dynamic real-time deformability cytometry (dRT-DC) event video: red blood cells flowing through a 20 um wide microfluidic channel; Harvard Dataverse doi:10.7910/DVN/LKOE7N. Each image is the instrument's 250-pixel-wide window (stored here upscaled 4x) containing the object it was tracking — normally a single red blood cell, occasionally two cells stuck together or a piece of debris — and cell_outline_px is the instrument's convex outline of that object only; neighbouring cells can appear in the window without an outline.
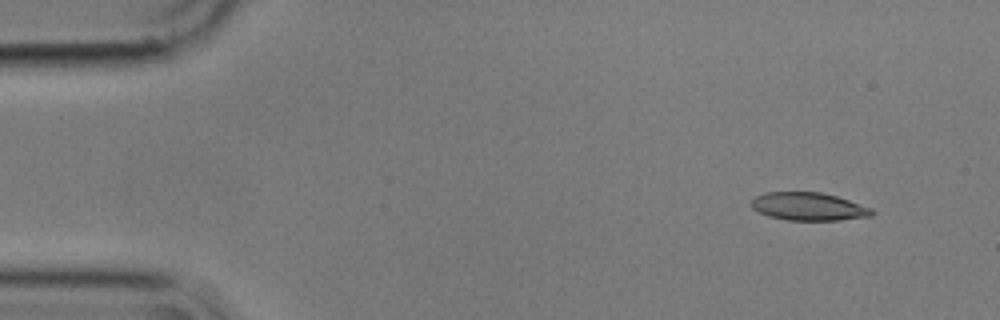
{"species": "common noctule bat (a hibernating species)", "species_latin": "Nyctalus noctula", "temperature_condition": "cold", "stored_images_in_passage": 52, "camera_frame_rate_fps": 3000, "um_per_image_px": 0.085, "animal": {"sex": "male", "body_mass_g": 17.9}, "frame": {"image": 1, "passage_image": 1, "time_ms": 0.0, "image_size_px": [1000, 320], "cell_outline_px": [[876, 212], [872, 216], [840, 220], [788, 220], [768, 216], [752, 208], [752, 200], [756, 196], [764, 192], [820, 192], [836, 196], [872, 208]], "centroid_in_image_um": [68.75, 17.55], "position_along_channel_um": 16.3, "area_um2": 19.59}}
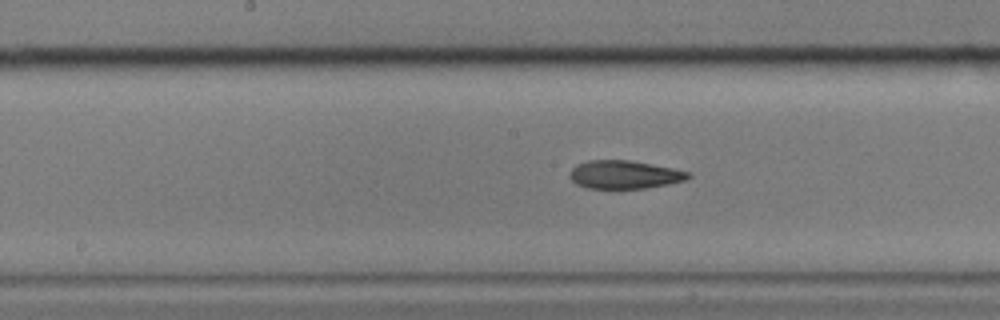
{"frame": {"image": 2, "passage_image": 24, "time_ms": 7.667, "image_size_px": [1000, 320], "cell_outline_px": [[692, 176], [684, 180], [668, 184], [644, 188], [588, 188], [576, 184], [568, 176], [568, 172], [576, 164], [588, 160], [628, 160], [672, 168], [688, 172]], "centroid_in_image_um": [53.01, 14.84], "position_along_channel_um": 195.2, "area_um2": 19.36}}
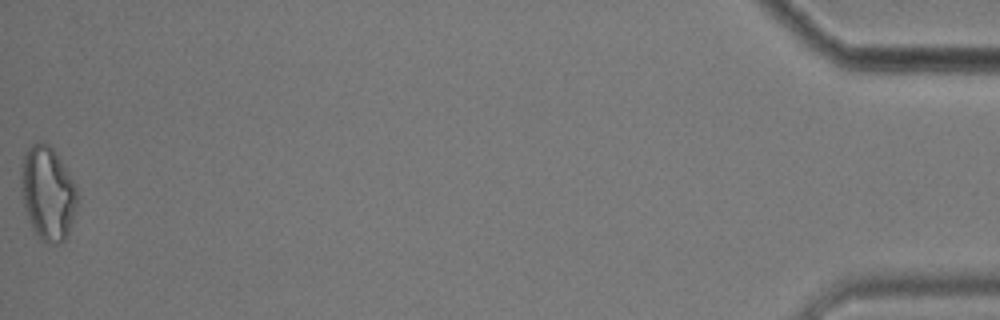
{"frame": {"image": 3, "passage_image": 52, "time_ms": 17.0, "image_size_px": [1000, 320], "cell_outline_px": [[76, 208], [68, 232], [64, 240], [60, 244], [44, 244], [32, 228], [24, 208], [20, 188], [24, 152], [32, 144], [40, 140], [44, 140], [52, 148], [60, 160], [72, 180], [76, 188]], "centroid_in_image_um": [4.02, 16.44], "position_along_channel_um": 431.2, "area_um2": 30.52}, "authors_computed_cell_mechanics": {"area_um2": 20.7791, "velocity_mm_per_s": 3.5711, "shape_relaxation_time_tau1_ms": null, "shape_relaxation_time_tau2_ms": 6.135, "deformation_change_tau1": null, "deformation_change_tau2": 0.1627}}